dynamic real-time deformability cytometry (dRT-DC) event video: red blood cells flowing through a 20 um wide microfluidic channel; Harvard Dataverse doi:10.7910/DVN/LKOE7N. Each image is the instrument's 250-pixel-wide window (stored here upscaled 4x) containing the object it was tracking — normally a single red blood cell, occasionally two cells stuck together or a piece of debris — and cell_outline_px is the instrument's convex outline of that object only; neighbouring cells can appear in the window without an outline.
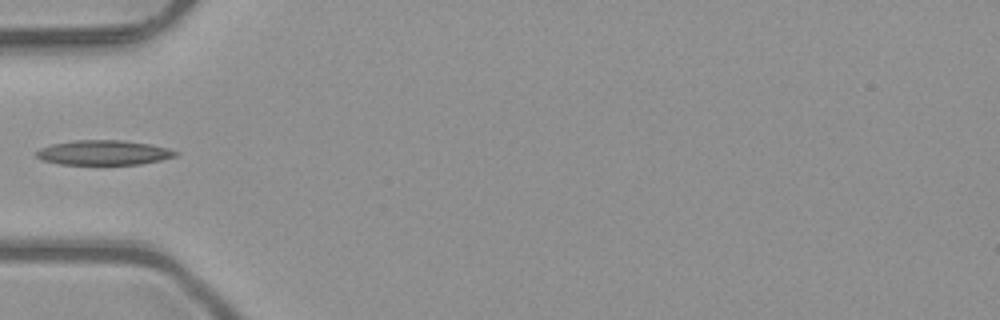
{"species": "common noctule bat (a hibernating species)", "species_latin": "Nyctalus noctula", "temperature_condition": "room temperature", "stored_images_in_passage": 4, "camera_frame_rate_fps": 3000, "um_per_image_px": 0.085, "animal": {"sex": "male", "body_mass_g": 23.1, "forearm_length_mm": 52.7}, "frame": {"image": 1, "passage_image": 4, "time_ms": 1.0, "image_size_px": [1000, 320], "cell_outline_px": [[180, 152], [176, 156], [160, 160], [140, 164], [60, 164], [40, 160], [36, 156], [36, 152], [40, 148], [52, 144], [76, 140], [124, 140], [152, 144], [168, 148]], "centroid_in_image_um": [8.82, 12.97], "position_along_channel_um": 76.2, "area_um2": 20.11}}